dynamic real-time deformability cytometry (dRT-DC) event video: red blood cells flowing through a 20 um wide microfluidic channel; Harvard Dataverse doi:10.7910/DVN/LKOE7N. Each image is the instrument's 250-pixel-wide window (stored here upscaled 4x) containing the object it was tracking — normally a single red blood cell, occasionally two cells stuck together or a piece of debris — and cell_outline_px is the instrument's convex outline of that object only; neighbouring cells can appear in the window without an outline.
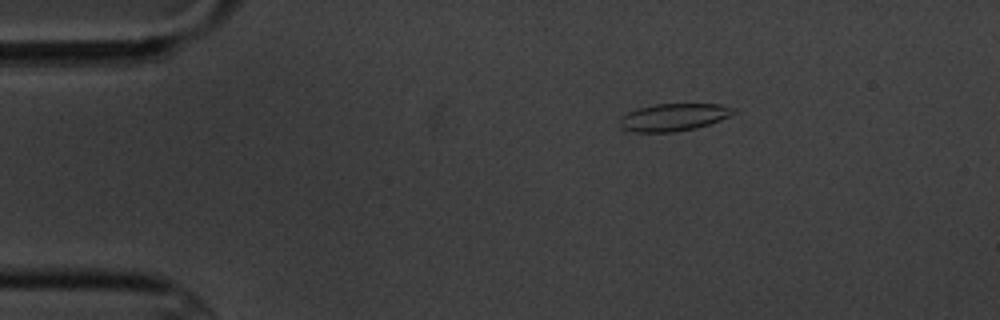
{"species": "common noctule bat (a hibernating species)", "species_latin": "Nyctalus noctula", "temperature_condition": "cold", "stored_images_in_passage": 3, "camera_frame_rate_fps": 3000, "um_per_image_px": 0.085, "animal": {"sex": "male", "body_mass_g": 20.1, "forearm_length_mm": 53.5}, "frame": {"image": 1, "passage_image": 1, "time_ms": 0.0, "image_size_px": [1000, 320], "cell_outline_px": [[736, 112], [720, 120], [696, 128], [676, 132], [636, 132], [620, 128], [620, 120], [628, 112], [636, 108], [656, 104], [720, 104], [736, 108]], "centroid_in_image_um": [57.27, 9.96], "position_along_channel_um": 27.7, "area_um2": 18.15}}